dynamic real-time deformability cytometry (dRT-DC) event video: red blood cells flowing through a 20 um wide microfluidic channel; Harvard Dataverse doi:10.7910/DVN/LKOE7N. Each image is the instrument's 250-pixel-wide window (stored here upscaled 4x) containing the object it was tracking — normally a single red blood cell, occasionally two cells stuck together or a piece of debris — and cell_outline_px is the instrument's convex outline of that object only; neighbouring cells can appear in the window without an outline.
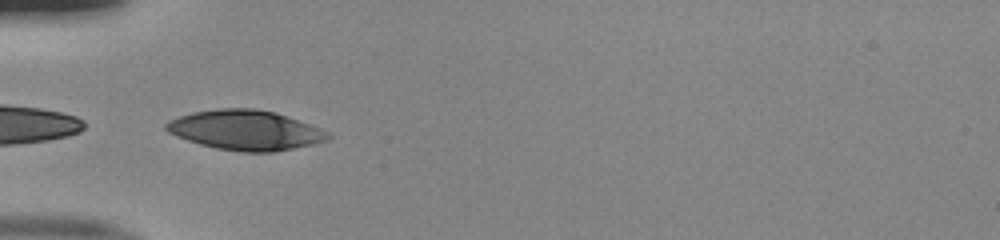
{"species": "human", "species_latin": "Homo sapiens", "temperature_condition": "room temperature", "stored_images_in_passage": 21, "camera_frame_rate_fps": 3000, "um_per_image_px": 0.085, "donor": {"sex": "male"}, "frame": {"image": 1, "passage_image": 1, "time_ms": 0.0, "image_size_px": [1000, 240], "cell_outline_px": [[332, 136], [328, 140], [312, 144], [272, 152], [244, 152], [216, 148], [200, 144], [176, 136], [168, 132], [164, 128], [164, 124], [168, 120], [192, 112], [216, 108], [256, 108], [276, 112], [320, 128], [328, 132]], "centroid_in_image_um": [20.84, 11.05], "position_along_channel_um": 64.2, "area_um2": 37.57}}
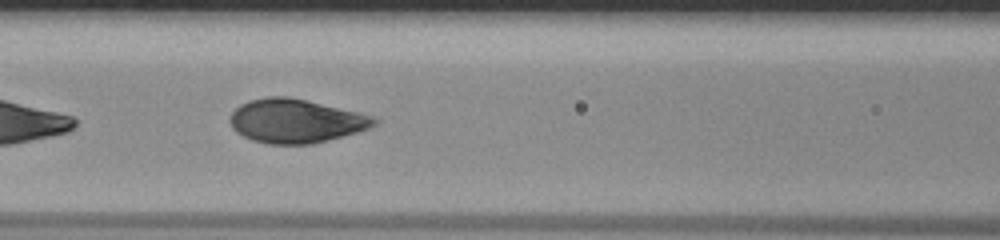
{"frame": {"image": 2, "passage_image": 7, "time_ms": 2.0, "image_size_px": [1000, 240], "cell_outline_px": [[380, 120], [376, 124], [368, 128], [356, 132], [312, 144], [268, 144], [252, 140], [236, 132], [232, 128], [228, 120], [232, 112], [240, 104], [248, 100], [264, 96], [288, 96], [356, 112], [372, 116]], "centroid_in_image_um": [25.07, 10.28], "position_along_channel_um": 141.5, "area_um2": 36.65}}
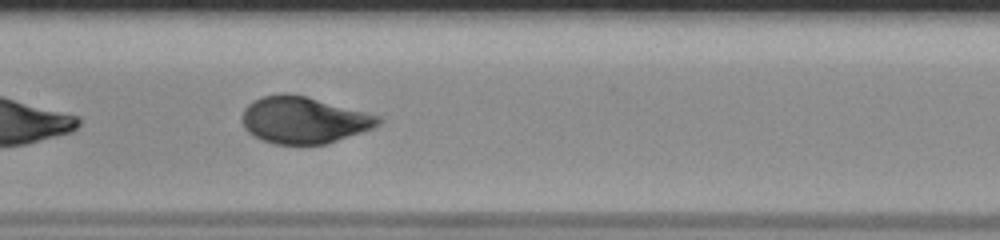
{"frame": {"image": 3, "passage_image": 10, "time_ms": 3.0, "image_size_px": [1000, 240], "cell_outline_px": [[384, 120], [380, 124], [372, 128], [324, 144], [276, 144], [252, 136], [244, 128], [240, 116], [244, 108], [252, 100], [264, 96], [284, 92], [304, 96], [380, 116]], "centroid_in_image_um": [25.76, 10.2], "position_along_channel_um": 181.6, "area_um2": 36.82}}